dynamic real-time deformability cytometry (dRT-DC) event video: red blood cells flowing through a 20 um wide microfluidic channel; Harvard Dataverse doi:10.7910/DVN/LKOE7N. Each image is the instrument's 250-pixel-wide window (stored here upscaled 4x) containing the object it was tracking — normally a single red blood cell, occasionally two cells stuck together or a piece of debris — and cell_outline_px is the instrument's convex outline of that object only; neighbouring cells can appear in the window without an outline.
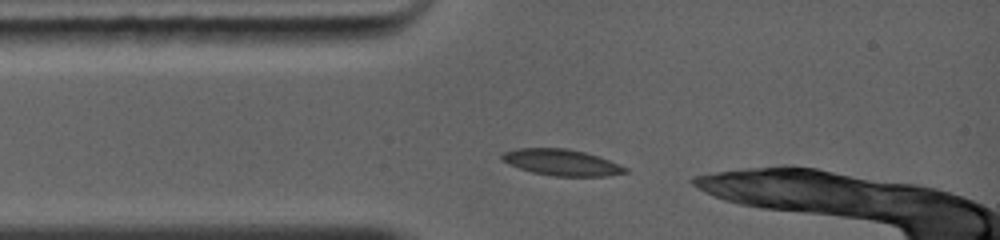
{"species": "common noctule bat (a hibernating species)", "species_latin": "Nyctalus noctula", "temperature_condition": "warm", "stored_images_in_passage": 2, "camera_frame_rate_fps": 5000, "um_per_image_px": 0.085, "animal": {"sex": "female", "body_mass_g": 19.0, "forearm_length_mm": 56.7}, "frame": {"image": 1, "passage_image": 1, "time_ms": 0.0, "image_size_px": [1000, 240], "cell_outline_px": [[628, 172], [608, 176], [552, 176], [532, 172], [508, 164], [500, 160], [500, 156], [504, 152], [516, 148], [568, 148], [600, 156], [620, 164], [628, 168]], "centroid_in_image_um": [47.74, 13.8], "position_along_channel_um": 37.3, "area_um2": 19.07}}